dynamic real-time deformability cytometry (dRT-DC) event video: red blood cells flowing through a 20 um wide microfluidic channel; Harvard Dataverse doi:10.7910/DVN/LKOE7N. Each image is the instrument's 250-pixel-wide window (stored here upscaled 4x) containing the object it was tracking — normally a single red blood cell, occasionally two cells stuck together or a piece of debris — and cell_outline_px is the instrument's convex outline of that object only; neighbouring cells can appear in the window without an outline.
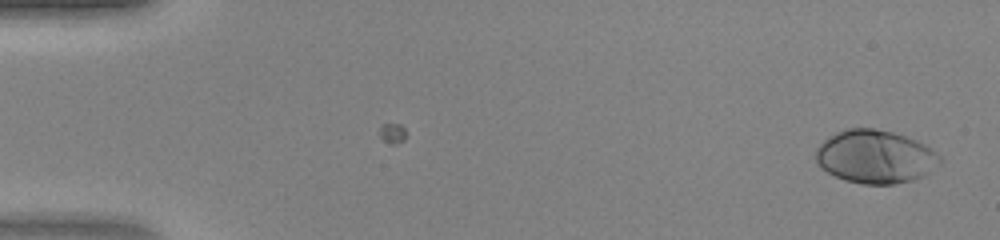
{"species": "human", "species_latin": "Homo sapiens", "temperature_condition": "warm", "stored_images_in_passage": 47, "camera_frame_rate_fps": 3000, "um_per_image_px": 0.085, "donor": {"sex": "female"}, "frame": {"image": 1, "passage_image": 1, "time_ms": 0.0, "image_size_px": [1000, 240], "cell_outline_px": [[944, 160], [940, 164], [924, 176], [912, 180], [892, 184], [864, 184], [844, 180], [820, 168], [816, 160], [816, 148], [824, 140], [836, 132], [848, 128], [872, 128], [892, 132], [916, 140], [932, 148]], "centroid_in_image_um": [74.41, 13.32], "position_along_channel_um": 10.6, "area_um2": 38.55}}
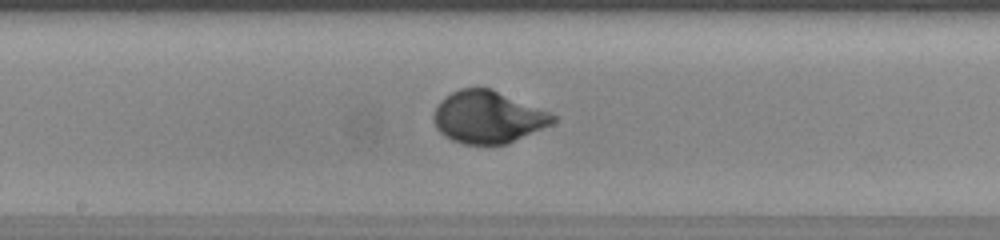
{"frame": {"image": 2, "passage_image": 25, "time_ms": 8.0, "image_size_px": [1000, 240], "cell_outline_px": [[556, 120], [552, 124], [508, 144], [464, 144], [452, 140], [444, 136], [436, 128], [432, 120], [432, 116], [436, 104], [444, 96], [460, 88], [492, 88], [548, 112], [556, 116]], "centroid_in_image_um": [41.42, 9.95], "position_along_channel_um": 206.8, "area_um2": 36.41}}
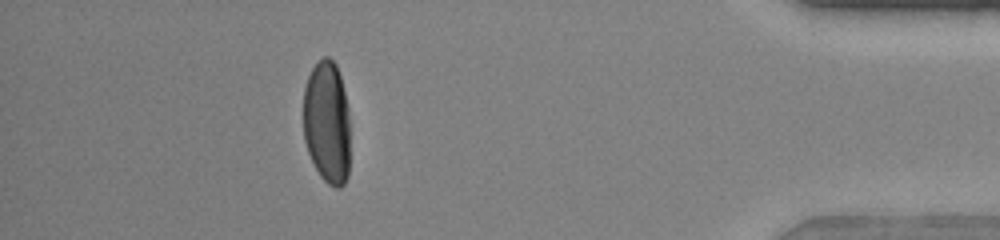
{"frame": {"image": 3, "passage_image": 42, "time_ms": 13.667, "image_size_px": [1000, 240], "cell_outline_px": [[348, 176], [344, 184], [340, 188], [336, 188], [328, 184], [320, 176], [308, 152], [304, 140], [304, 88], [308, 76], [312, 68], [324, 56], [328, 56], [336, 64], [340, 76], [348, 108]], "centroid_in_image_um": [27.78, 10.41], "position_along_channel_um": 407.4, "area_um2": 33.35}}